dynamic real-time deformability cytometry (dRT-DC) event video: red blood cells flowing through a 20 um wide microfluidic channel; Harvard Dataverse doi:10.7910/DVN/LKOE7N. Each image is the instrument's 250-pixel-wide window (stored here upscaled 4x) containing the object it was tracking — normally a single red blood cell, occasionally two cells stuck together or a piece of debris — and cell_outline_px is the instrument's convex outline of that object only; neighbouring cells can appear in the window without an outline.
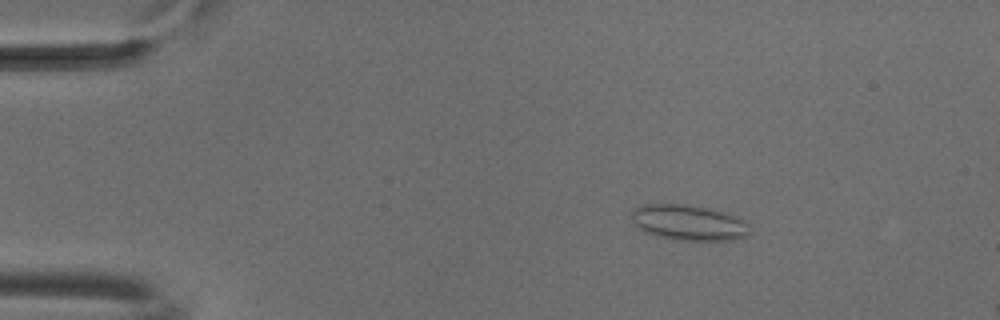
{"species": "common noctule bat (a hibernating species)", "species_latin": "Nyctalus noctula", "temperature_condition": "cold", "stored_images_in_passage": 53, "camera_frame_rate_fps": 3000, "um_per_image_px": 0.085, "animal": {"sex": "male", "body_mass_g": 18.8}, "frame": {"image": 1, "passage_image": 9, "time_ms": 2.667, "image_size_px": [1000, 320], "cell_outline_px": [[748, 236], [732, 240], [672, 240], [656, 236], [644, 232], [636, 228], [632, 224], [632, 208], [640, 204], [684, 204], [708, 208], [724, 212], [748, 224]], "centroid_in_image_um": [58.43, 18.93], "position_along_channel_um": 26.6, "area_um2": 24.62}}
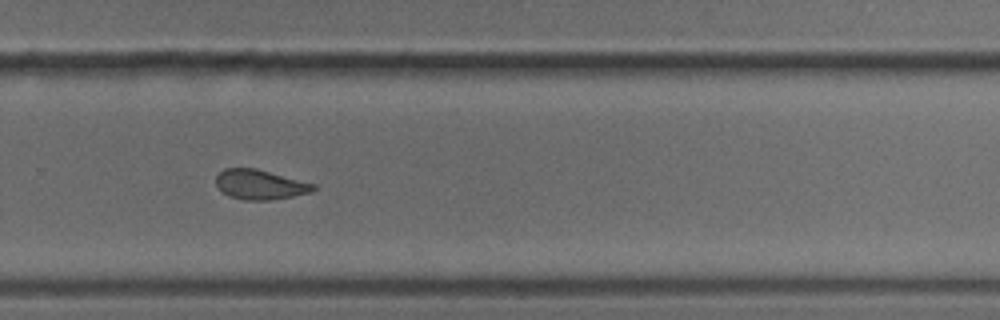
{"frame": {"image": 2, "passage_image": 36, "time_ms": 11.667, "image_size_px": [1000, 320], "cell_outline_px": [[316, 188], [312, 192], [292, 196], [268, 200], [244, 200], [228, 196], [220, 192], [216, 184], [216, 176], [224, 168], [256, 168], [316, 184]], "centroid_in_image_um": [22.08, 15.69], "position_along_channel_um": 307.7, "area_um2": 16.99}}
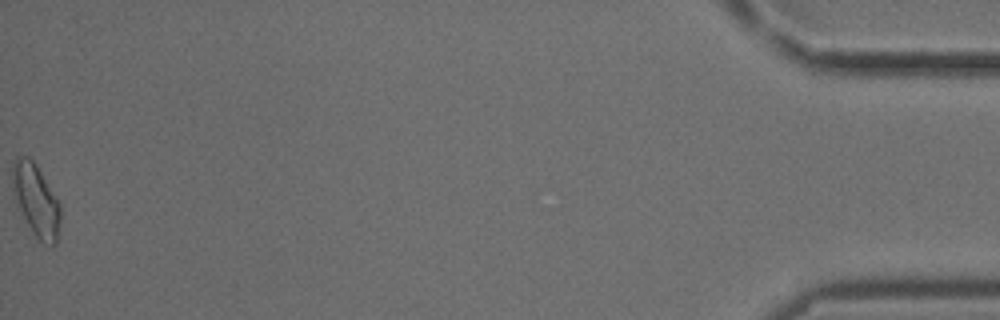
{"frame": {"image": 3, "passage_image": 53, "time_ms": 17.333, "image_size_px": [1000, 320], "cell_outline_px": [[60, 220], [56, 244], [52, 248], [44, 244], [32, 232], [16, 204], [12, 176], [12, 168], [16, 156], [28, 156], [36, 164], [60, 204]], "centroid_in_image_um": [3.07, 17.04], "position_along_channel_um": 432.1, "area_um2": 20.0}, "authors_computed_cell_mechanics": {"area_um2": 18.1492, "velocity_mm_per_s": 3.8687, "shape_relaxation_time_tau1_ms": null, "shape_relaxation_time_tau2_ms": 1.498, "deformation_change_tau1": null, "deformation_change_tau2": 0.0785}}